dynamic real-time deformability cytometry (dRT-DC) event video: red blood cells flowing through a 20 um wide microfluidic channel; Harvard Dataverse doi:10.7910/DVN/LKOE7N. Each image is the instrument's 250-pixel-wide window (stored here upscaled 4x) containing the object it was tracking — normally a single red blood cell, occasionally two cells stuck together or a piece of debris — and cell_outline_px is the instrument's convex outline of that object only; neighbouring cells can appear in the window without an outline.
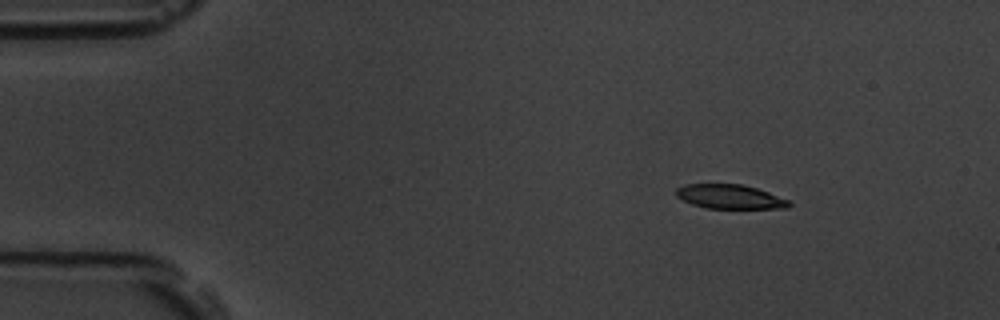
{"species": "common noctule bat (a hibernating species)", "species_latin": "Nyctalus noctula", "temperature_condition": "room temperature", "stored_images_in_passage": 8, "camera_frame_rate_fps": 3000, "um_per_image_px": 0.085, "animal": {"sex": "male", "body_mass_g": 19.5, "forearm_length_mm": 54.6}, "frame": {"image": 1, "passage_image": 2, "time_ms": 1.0, "image_size_px": [1000, 320], "cell_outline_px": [[792, 204], [788, 208], [708, 208], [692, 204], [676, 196], [676, 188], [684, 184], [740, 184], [756, 188], [768, 192], [788, 200]], "centroid_in_image_um": [62.03, 16.71], "position_along_channel_um": 23.0, "area_um2": 15.78}}
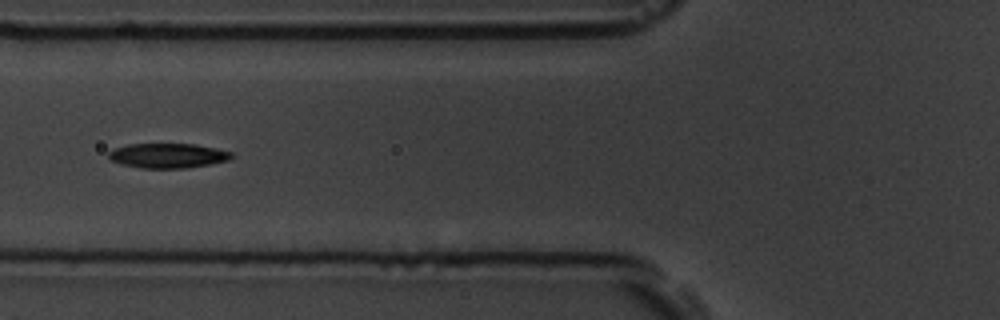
{"frame": {"image": 2, "passage_image": 6, "time_ms": 5.667, "image_size_px": [1000, 320], "cell_outline_px": [[236, 156], [228, 160], [208, 164], [184, 168], [140, 168], [124, 164], [112, 160], [108, 156], [108, 152], [116, 148], [128, 144], [196, 144], [216, 148], [232, 152]], "centroid_in_image_um": [14.31, 13.22], "position_along_channel_um": 111.5, "area_um2": 17.57}}
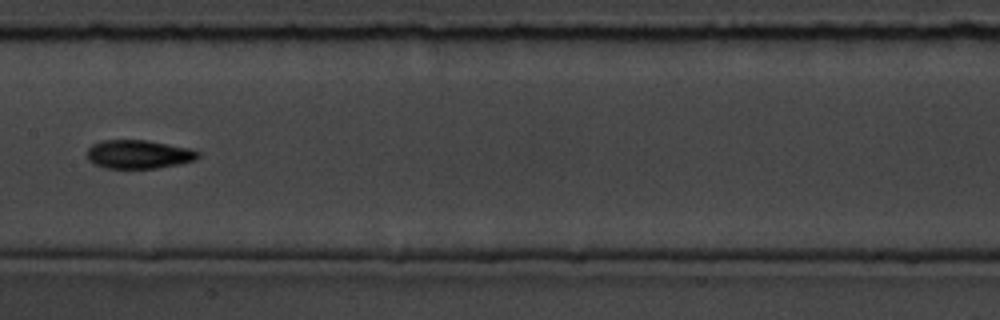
{"frame": {"image": 3, "passage_image": 8, "time_ms": 8.0, "image_size_px": [1000, 320], "cell_outline_px": [[200, 156], [196, 160], [156, 168], [108, 168], [96, 164], [88, 160], [88, 148], [92, 144], [100, 140], [144, 140], [188, 148], [200, 152]], "centroid_in_image_um": [11.77, 13.11], "position_along_channel_um": 195.6, "area_um2": 18.26}}